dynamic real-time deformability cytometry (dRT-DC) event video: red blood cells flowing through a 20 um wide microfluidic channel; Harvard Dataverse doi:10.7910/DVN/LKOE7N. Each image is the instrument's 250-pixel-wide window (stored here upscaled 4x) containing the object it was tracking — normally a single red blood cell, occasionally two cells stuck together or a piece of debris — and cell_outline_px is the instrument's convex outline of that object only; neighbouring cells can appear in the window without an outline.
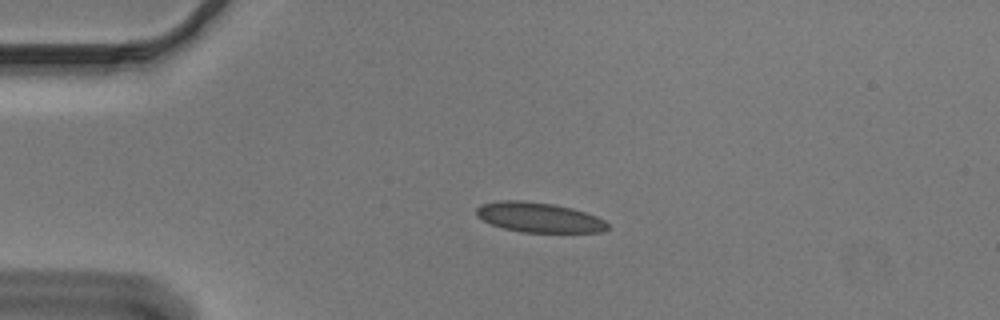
{"species": "Egyptian fruit bat (a non-hibernating species)", "species_latin": "Rousettus aegyptiacus", "temperature_condition": "cold", "stored_images_in_passage": 54, "camera_frame_rate_fps": 3000, "um_per_image_px": 0.085, "animal": {"sex": "male"}, "frame": {"image": 1, "passage_image": 12, "time_ms": 3.667, "image_size_px": [1000, 320], "cell_outline_px": [[608, 228], [604, 232], [520, 232], [504, 228], [492, 224], [476, 216], [476, 208], [480, 204], [500, 200], [524, 200], [552, 204], [572, 208], [596, 216], [604, 220], [608, 224]], "centroid_in_image_um": [45.79, 18.47], "position_along_channel_um": 39.2, "area_um2": 22.83}}
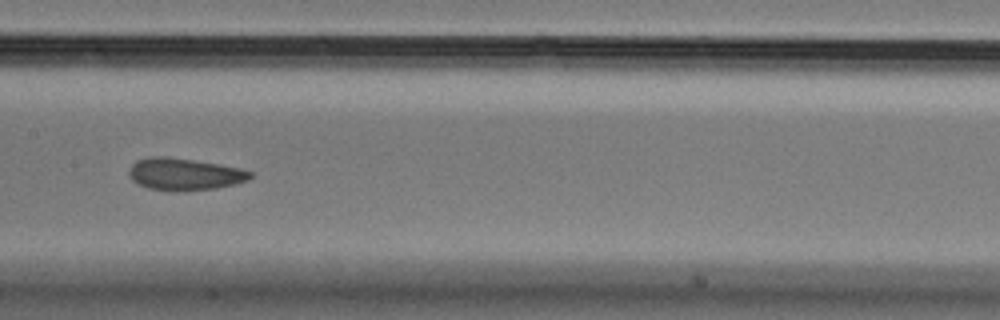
{"frame": {"image": 2, "passage_image": 27, "time_ms": 8.667, "image_size_px": [1000, 320], "cell_outline_px": [[252, 176], [248, 180], [236, 184], [216, 188], [176, 192], [148, 188], [136, 184], [128, 176], [128, 172], [132, 164], [136, 160], [152, 156], [168, 156], [240, 168], [252, 172]], "centroid_in_image_um": [15.64, 14.81], "position_along_channel_um": 191.8, "area_um2": 22.83}}
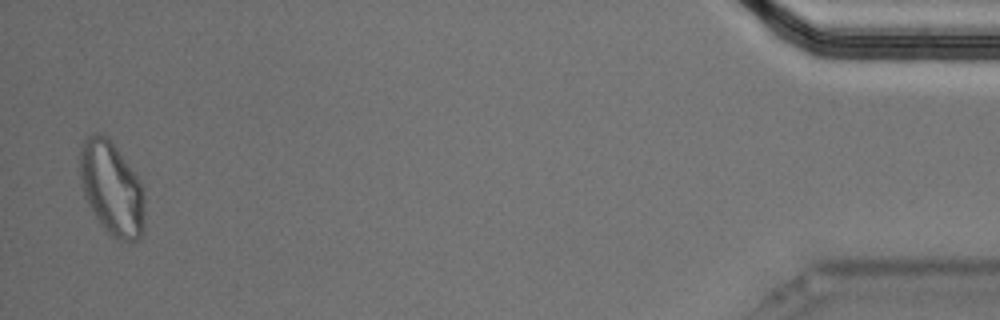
{"frame": {"image": 3, "passage_image": 53, "time_ms": 17.333, "image_size_px": [1000, 320], "cell_outline_px": [[144, 232], [136, 240], [120, 240], [112, 236], [100, 224], [92, 212], [84, 196], [80, 184], [80, 144], [88, 136], [96, 132], [108, 136], [136, 176], [144, 192]], "centroid_in_image_um": [9.47, 16.01], "position_along_channel_um": 425.7, "area_um2": 35.32}, "authors_computed_cell_mechanics": {"area_um2": 22.831, "velocity_mm_per_s": 3.657, "shape_relaxation_time_tau1_ms": null, "shape_relaxation_time_tau2_ms": 3.0638, "deformation_change_tau1": null, "deformation_change_tau2": 0.0793}}